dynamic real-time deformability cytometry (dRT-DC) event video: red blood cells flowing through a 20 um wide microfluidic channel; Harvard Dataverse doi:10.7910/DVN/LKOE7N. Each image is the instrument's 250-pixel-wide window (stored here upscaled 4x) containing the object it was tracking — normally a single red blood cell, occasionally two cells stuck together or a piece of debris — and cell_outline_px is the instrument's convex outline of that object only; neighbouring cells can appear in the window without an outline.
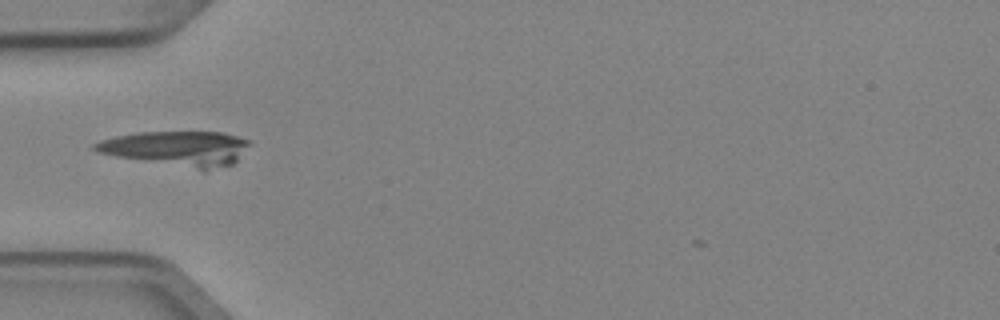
{"species": "Egyptian fruit bat (a non-hibernating species)", "species_latin": "Rousettus aegyptiacus", "temperature_condition": "cold", "stored_images_in_passage": 2, "camera_frame_rate_fps": 3000, "um_per_image_px": 0.085, "animal": {"sex": "female"}, "frame": {"image": 1, "passage_image": 1, "time_ms": 0.0, "image_size_px": [1000, 320], "cell_outline_px": [[252, 144], [232, 164], [204, 172], [116, 156], [96, 152], [92, 148], [92, 144], [100, 140], [116, 136], [136, 132], [220, 132], [252, 140]], "centroid_in_image_um": [15.07, 12.64], "position_along_channel_um": 69.9, "area_um2": 32.02}}
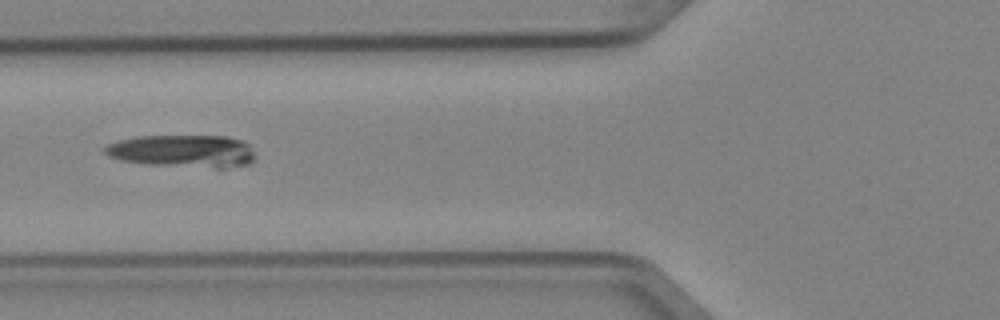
{"frame": {"image": 2, "passage_image": 2, "time_ms": 0.333, "image_size_px": [1000, 320], "cell_outline_px": [[252, 160], [248, 164], [224, 168], [216, 168], [144, 164], [120, 160], [108, 156], [104, 152], [104, 148], [108, 144], [120, 140], [136, 136], [224, 136], [244, 140], [248, 144], [252, 152]], "centroid_in_image_um": [15.5, 12.84], "position_along_channel_um": 110.3, "area_um2": 28.5}}